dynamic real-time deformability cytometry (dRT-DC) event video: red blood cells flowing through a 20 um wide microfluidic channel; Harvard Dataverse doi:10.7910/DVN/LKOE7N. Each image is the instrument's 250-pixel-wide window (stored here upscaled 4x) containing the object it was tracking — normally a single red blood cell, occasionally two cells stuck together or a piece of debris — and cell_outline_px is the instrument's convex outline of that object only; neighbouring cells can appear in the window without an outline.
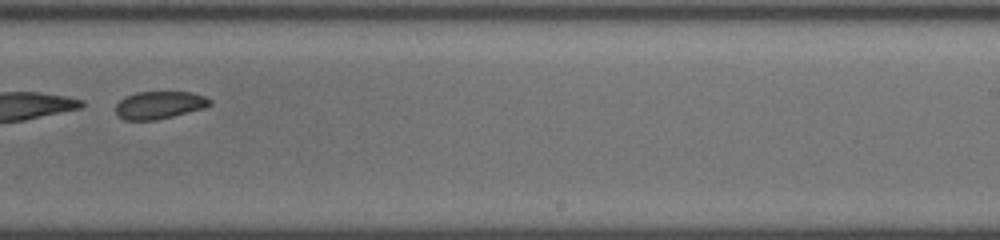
{"species": "common noctule bat (a hibernating species)", "species_latin": "Nyctalus noctula", "temperature_condition": "cold", "stored_images_in_passage": 44, "camera_frame_rate_fps": 3000, "um_per_image_px": 0.085, "animal": {"sex": "female", "body_mass_g": 19.5, "forearm_length_mm": 54.1}, "frame": {"image": 1, "passage_image": 26, "time_ms": 8.333, "image_size_px": [1000, 240], "cell_outline_px": [[212, 104], [204, 108], [156, 120], [124, 120], [116, 112], [116, 104], [124, 96], [136, 92], [192, 92], [204, 96], [212, 100]], "centroid_in_image_um": [13.55, 8.92], "position_along_channel_um": 275.5, "area_um2": 15.14}}